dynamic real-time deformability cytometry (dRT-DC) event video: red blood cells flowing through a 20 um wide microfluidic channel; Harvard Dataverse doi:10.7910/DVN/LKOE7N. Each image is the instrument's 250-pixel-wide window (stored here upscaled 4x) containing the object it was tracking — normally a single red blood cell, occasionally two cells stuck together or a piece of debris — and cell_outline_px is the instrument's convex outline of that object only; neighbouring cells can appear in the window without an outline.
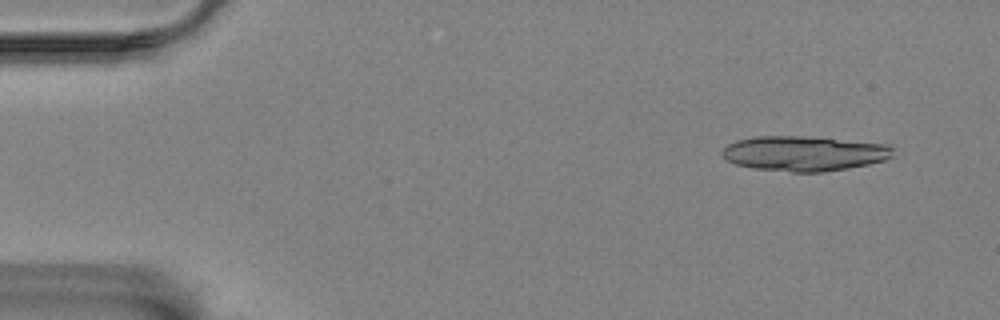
{"species": "Egyptian fruit bat (a non-hibernating species)", "species_latin": "Rousettus aegyptiacus", "temperature_condition": "room temperature", "stored_images_in_passage": 15, "camera_frame_rate_fps": 3000, "um_per_image_px": 0.085, "animal": {"sex": "female"}, "frame": {"image": 1, "passage_image": 3, "time_ms": 0.667, "image_size_px": [1000, 320], "cell_outline_px": [[892, 156], [884, 160], [868, 164], [848, 168], [820, 172], [792, 172], [752, 168], [736, 164], [724, 160], [720, 152], [728, 144], [736, 140], [756, 136], [808, 136], [888, 144], [892, 148]], "centroid_in_image_um": [68.3, 13.04], "position_along_channel_um": 16.7, "area_um2": 34.97}}